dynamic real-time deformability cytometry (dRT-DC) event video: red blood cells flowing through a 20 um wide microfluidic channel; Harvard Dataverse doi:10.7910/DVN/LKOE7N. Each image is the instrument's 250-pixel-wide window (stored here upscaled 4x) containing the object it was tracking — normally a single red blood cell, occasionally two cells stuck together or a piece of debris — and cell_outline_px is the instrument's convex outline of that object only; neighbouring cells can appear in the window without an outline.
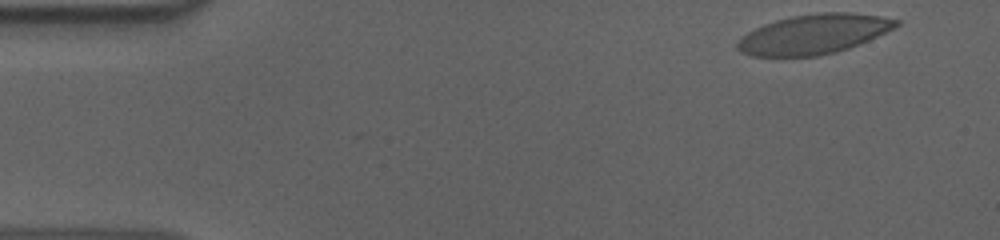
{"species": "human", "species_latin": "Homo sapiens", "temperature_condition": "cold", "stored_images_in_passage": 53, "camera_frame_rate_fps": 3000, "um_per_image_px": 0.085, "donor": {"sex": "male"}, "frame": {"image": 1, "passage_image": 1, "time_ms": 0.0, "image_size_px": [1000, 240], "cell_outline_px": [[900, 24], [868, 40], [848, 48], [836, 52], [816, 56], [752, 56], [740, 52], [736, 48], [736, 44], [748, 32], [764, 24], [776, 20], [792, 16], [816, 12], [848, 12], [880, 16], [900, 20]], "centroid_in_image_um": [69.15, 2.9], "position_along_channel_um": 15.9, "area_um2": 36.36}}
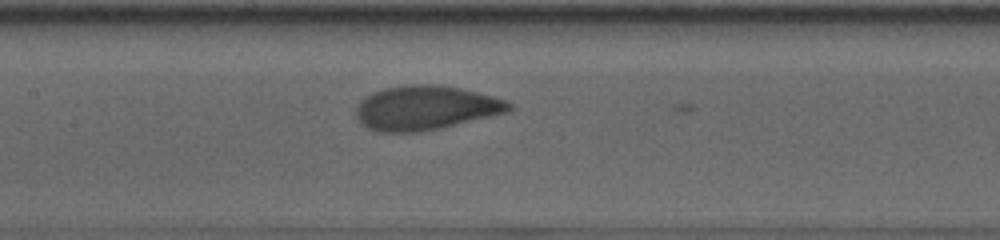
{"frame": {"image": 2, "passage_image": 23, "time_ms": 7.333, "image_size_px": [1000, 240], "cell_outline_px": [[512, 108], [508, 112], [440, 128], [420, 132], [376, 132], [368, 128], [356, 116], [356, 108], [360, 100], [364, 96], [372, 92], [384, 88], [408, 84], [436, 84], [460, 88], [508, 100], [512, 104]], "centroid_in_image_um": [36.16, 9.16], "position_along_channel_um": 171.2, "area_um2": 39.54}}
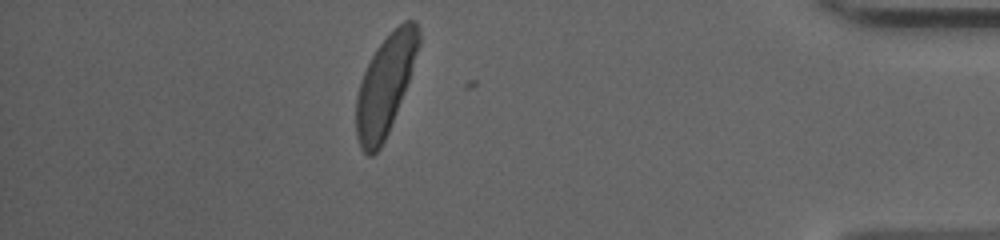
{"frame": {"image": 3, "passage_image": 46, "time_ms": 15.0, "image_size_px": [1000, 240], "cell_outline_px": [[420, 44], [408, 80], [388, 132], [380, 148], [372, 156], [368, 156], [360, 148], [356, 136], [356, 96], [364, 72], [372, 56], [380, 44], [404, 20], [416, 20], [420, 32]], "centroid_in_image_um": [32.73, 7.25], "position_along_channel_um": 402.5, "area_um2": 35.49}, "authors_computed_cell_mechanics": {"area_um2": 37.9168, "velocity_mm_per_s": 3.6032, "shape_relaxation_time_tau1_ms": 4.5057, "shape_relaxation_time_tau2_ms": null, "deformation_change_tau1": 0.1822, "deformation_change_tau2": null}}